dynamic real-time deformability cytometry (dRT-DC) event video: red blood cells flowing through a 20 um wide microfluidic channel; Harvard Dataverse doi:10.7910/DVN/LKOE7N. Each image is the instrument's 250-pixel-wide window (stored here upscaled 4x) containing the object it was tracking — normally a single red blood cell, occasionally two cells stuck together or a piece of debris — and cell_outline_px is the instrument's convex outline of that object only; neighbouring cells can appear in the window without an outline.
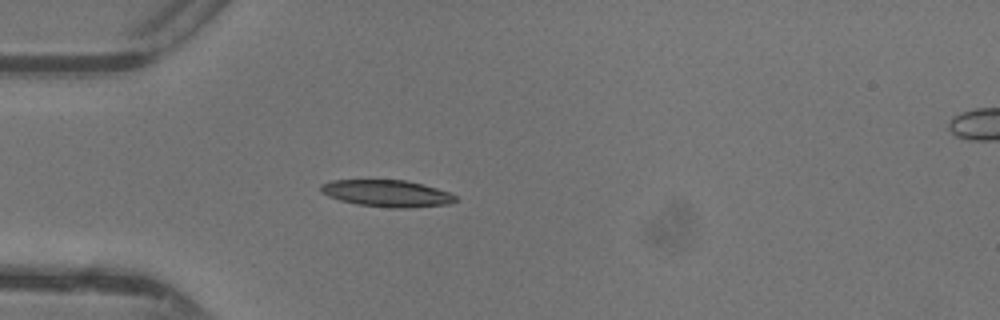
{"species": "common noctule bat (a hibernating species)", "species_latin": "Nyctalus noctula", "temperature_condition": "warm", "stored_images_in_passage": 34, "camera_frame_rate_fps": 3000, "um_per_image_px": 0.085, "animal": {"sex": "female"}, "frame": {"image": 1, "passage_image": 6, "time_ms": 1.667, "image_size_px": [1000, 320], "cell_outline_px": [[460, 200], [448, 204], [412, 208], [392, 208], [356, 204], [340, 200], [328, 196], [320, 192], [320, 184], [332, 180], [404, 180], [436, 188], [448, 192], [456, 196]], "centroid_in_image_um": [32.88, 16.45], "position_along_channel_um": 52.1, "area_um2": 21.1}}
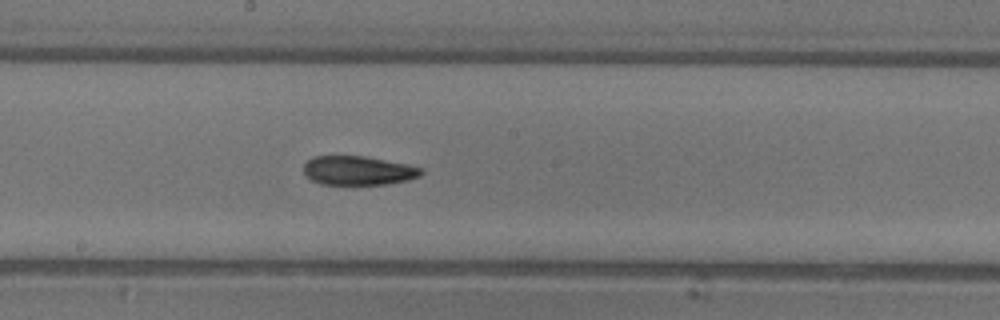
{"frame": {"image": 2, "passage_image": 18, "time_ms": 5.667, "image_size_px": [1000, 320], "cell_outline_px": [[424, 172], [420, 176], [408, 180], [388, 184], [320, 184], [312, 180], [304, 172], [304, 164], [312, 156], [364, 156], [408, 164], [424, 168]], "centroid_in_image_um": [30.48, 14.49], "position_along_channel_um": 217.7, "area_um2": 19.94}}
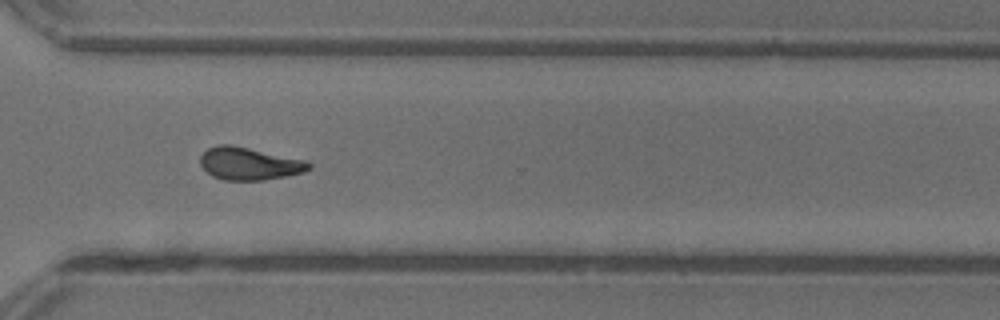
{"frame": {"image": 3, "passage_image": 27, "time_ms": 8.667, "image_size_px": [1000, 320], "cell_outline_px": [[312, 168], [304, 172], [264, 180], [224, 180], [212, 176], [200, 164], [200, 156], [208, 148], [220, 144], [232, 144], [308, 160], [312, 164]], "centroid_in_image_um": [21.22, 13.9], "position_along_channel_um": 349.4, "area_um2": 20.81}, "authors_computed_cell_mechanics": {"area_um2": 20.4612, "velocity_mm_per_s": 4.4023, "shape_relaxation_time_tau1_ms": 4.645, "shape_relaxation_time_tau2_ms": 2.6246, "deformation_change_tau1": 0.1779, "deformation_change_tau2": 0.1029}}